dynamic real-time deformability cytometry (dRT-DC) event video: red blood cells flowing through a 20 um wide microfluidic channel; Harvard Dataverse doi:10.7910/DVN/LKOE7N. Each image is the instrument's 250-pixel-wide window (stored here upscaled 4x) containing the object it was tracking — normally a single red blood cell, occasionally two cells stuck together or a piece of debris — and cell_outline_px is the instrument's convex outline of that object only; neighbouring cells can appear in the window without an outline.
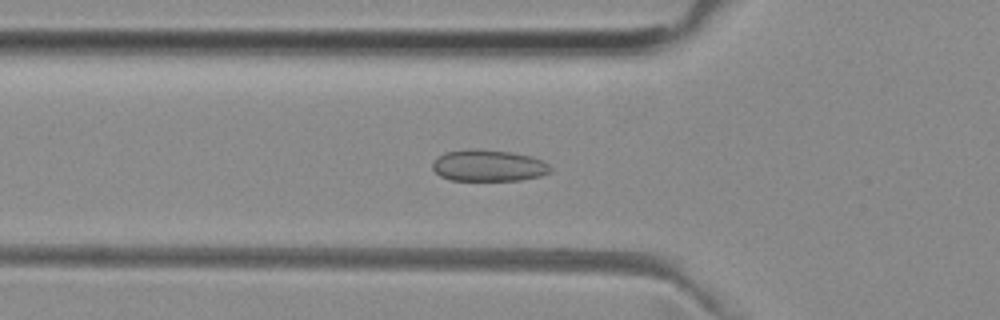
{"species": "common noctule bat (a hibernating species)", "species_latin": "Nyctalus noctula", "temperature_condition": "room temperature", "stored_images_in_passage": 37, "camera_frame_rate_fps": 3000, "um_per_image_px": 0.085, "animal": {"sex": "female", "body_mass_g": 29.2, "forearm_length_mm": 56.3}, "frame": {"image": 1, "passage_image": 2, "time_ms": 0.333, "image_size_px": [1000, 320], "cell_outline_px": [[552, 172], [540, 176], [520, 180], [448, 180], [440, 176], [432, 168], [432, 164], [444, 152], [468, 148], [476, 148], [512, 152], [532, 156], [548, 164], [552, 168]], "centroid_in_image_um": [41.52, 14.06], "position_along_channel_um": 84.3, "area_um2": 21.85}}
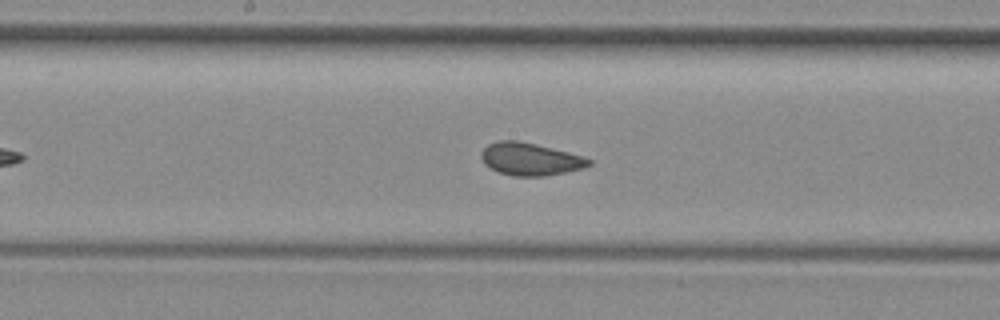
{"frame": {"image": 2, "passage_image": 11, "time_ms": 3.333, "image_size_px": [1000, 320], "cell_outline_px": [[592, 164], [584, 168], [568, 172], [544, 176], [512, 176], [496, 172], [484, 164], [480, 156], [480, 152], [488, 144], [496, 140], [516, 140], [536, 144], [584, 156], [592, 160]], "centroid_in_image_um": [45.05, 13.53], "position_along_channel_um": 203.1, "area_um2": 20.75}}
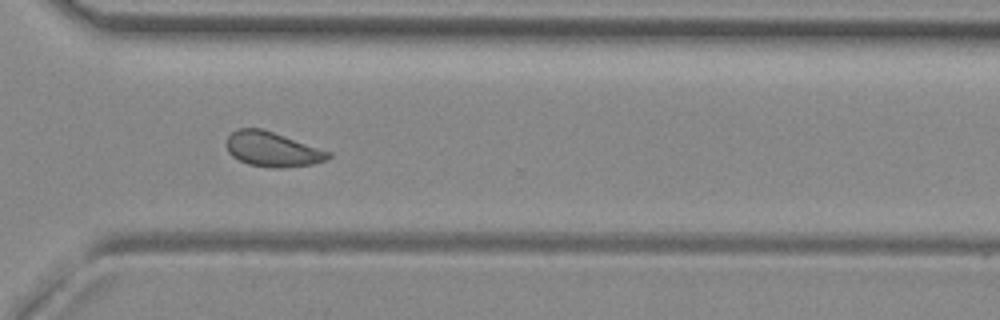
{"frame": {"image": 3, "passage_image": 22, "time_ms": 7.0, "image_size_px": [1000, 320], "cell_outline_px": [[332, 156], [324, 160], [312, 164], [284, 168], [272, 168], [248, 164], [232, 156], [228, 152], [228, 136], [236, 128], [260, 128], [332, 152]], "centroid_in_image_um": [23.16, 12.7], "position_along_channel_um": 347.4, "area_um2": 20.4}}